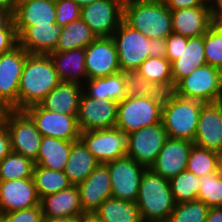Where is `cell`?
Returning a JSON list of instances; mask_svg holds the SVG:
<instances>
[{"instance_id": "6da1fadb", "label": "cell", "mask_w": 222, "mask_h": 222, "mask_svg": "<svg viewBox=\"0 0 222 222\" xmlns=\"http://www.w3.org/2000/svg\"><path fill=\"white\" fill-rule=\"evenodd\" d=\"M60 82L49 55L29 54L20 77L18 110L39 104Z\"/></svg>"}, {"instance_id": "7a4b0ae2", "label": "cell", "mask_w": 222, "mask_h": 222, "mask_svg": "<svg viewBox=\"0 0 222 222\" xmlns=\"http://www.w3.org/2000/svg\"><path fill=\"white\" fill-rule=\"evenodd\" d=\"M136 204L142 222H167L176 205L169 180L146 168Z\"/></svg>"}, {"instance_id": "3957f363", "label": "cell", "mask_w": 222, "mask_h": 222, "mask_svg": "<svg viewBox=\"0 0 222 222\" xmlns=\"http://www.w3.org/2000/svg\"><path fill=\"white\" fill-rule=\"evenodd\" d=\"M123 20L149 39L173 32L171 10L162 0H125Z\"/></svg>"}, {"instance_id": "277c9868", "label": "cell", "mask_w": 222, "mask_h": 222, "mask_svg": "<svg viewBox=\"0 0 222 222\" xmlns=\"http://www.w3.org/2000/svg\"><path fill=\"white\" fill-rule=\"evenodd\" d=\"M202 102L166 92L162 105L161 122L167 136L194 142Z\"/></svg>"}, {"instance_id": "5b68a950", "label": "cell", "mask_w": 222, "mask_h": 222, "mask_svg": "<svg viewBox=\"0 0 222 222\" xmlns=\"http://www.w3.org/2000/svg\"><path fill=\"white\" fill-rule=\"evenodd\" d=\"M164 97L127 96L118 102L116 128L125 135L161 123Z\"/></svg>"}, {"instance_id": "8992f818", "label": "cell", "mask_w": 222, "mask_h": 222, "mask_svg": "<svg viewBox=\"0 0 222 222\" xmlns=\"http://www.w3.org/2000/svg\"><path fill=\"white\" fill-rule=\"evenodd\" d=\"M177 96L202 103L222 100V82L219 68L204 64L182 78L173 91Z\"/></svg>"}, {"instance_id": "52a82bcc", "label": "cell", "mask_w": 222, "mask_h": 222, "mask_svg": "<svg viewBox=\"0 0 222 222\" xmlns=\"http://www.w3.org/2000/svg\"><path fill=\"white\" fill-rule=\"evenodd\" d=\"M111 37L117 50L120 70L123 73L137 71L149 58L151 39L133 29L124 20Z\"/></svg>"}, {"instance_id": "ba28073f", "label": "cell", "mask_w": 222, "mask_h": 222, "mask_svg": "<svg viewBox=\"0 0 222 222\" xmlns=\"http://www.w3.org/2000/svg\"><path fill=\"white\" fill-rule=\"evenodd\" d=\"M9 132L12 152L36 163L42 135L35 122L24 110H11L4 120Z\"/></svg>"}, {"instance_id": "9c48e42d", "label": "cell", "mask_w": 222, "mask_h": 222, "mask_svg": "<svg viewBox=\"0 0 222 222\" xmlns=\"http://www.w3.org/2000/svg\"><path fill=\"white\" fill-rule=\"evenodd\" d=\"M112 184V197L136 202L142 175L147 167L125 155L105 163Z\"/></svg>"}, {"instance_id": "30bf717a", "label": "cell", "mask_w": 222, "mask_h": 222, "mask_svg": "<svg viewBox=\"0 0 222 222\" xmlns=\"http://www.w3.org/2000/svg\"><path fill=\"white\" fill-rule=\"evenodd\" d=\"M125 0H98L81 8L80 18L95 36L111 37L124 16Z\"/></svg>"}, {"instance_id": "8fae6325", "label": "cell", "mask_w": 222, "mask_h": 222, "mask_svg": "<svg viewBox=\"0 0 222 222\" xmlns=\"http://www.w3.org/2000/svg\"><path fill=\"white\" fill-rule=\"evenodd\" d=\"M24 111L35 122L37 130L42 136L66 141L80 139L81 131L77 123V116L52 112L44 109L40 104L31 105Z\"/></svg>"}, {"instance_id": "7c38bea8", "label": "cell", "mask_w": 222, "mask_h": 222, "mask_svg": "<svg viewBox=\"0 0 222 222\" xmlns=\"http://www.w3.org/2000/svg\"><path fill=\"white\" fill-rule=\"evenodd\" d=\"M167 138V132L162 122L143 127L127 135L126 155L137 163L150 168Z\"/></svg>"}, {"instance_id": "4fadbf2b", "label": "cell", "mask_w": 222, "mask_h": 222, "mask_svg": "<svg viewBox=\"0 0 222 222\" xmlns=\"http://www.w3.org/2000/svg\"><path fill=\"white\" fill-rule=\"evenodd\" d=\"M80 140L100 164L127 154V135L116 127L81 132Z\"/></svg>"}, {"instance_id": "5bb4252c", "label": "cell", "mask_w": 222, "mask_h": 222, "mask_svg": "<svg viewBox=\"0 0 222 222\" xmlns=\"http://www.w3.org/2000/svg\"><path fill=\"white\" fill-rule=\"evenodd\" d=\"M28 55L19 44L0 55V98L13 110H18L20 77Z\"/></svg>"}, {"instance_id": "9a60e30c", "label": "cell", "mask_w": 222, "mask_h": 222, "mask_svg": "<svg viewBox=\"0 0 222 222\" xmlns=\"http://www.w3.org/2000/svg\"><path fill=\"white\" fill-rule=\"evenodd\" d=\"M118 102L110 99L90 98L82 93L77 123L81 132L114 128Z\"/></svg>"}, {"instance_id": "2e32d148", "label": "cell", "mask_w": 222, "mask_h": 222, "mask_svg": "<svg viewBox=\"0 0 222 222\" xmlns=\"http://www.w3.org/2000/svg\"><path fill=\"white\" fill-rule=\"evenodd\" d=\"M85 65L88 80L121 71L112 37H98L85 48Z\"/></svg>"}, {"instance_id": "e0dca14e", "label": "cell", "mask_w": 222, "mask_h": 222, "mask_svg": "<svg viewBox=\"0 0 222 222\" xmlns=\"http://www.w3.org/2000/svg\"><path fill=\"white\" fill-rule=\"evenodd\" d=\"M40 205L33 178L0 181V212L3 214Z\"/></svg>"}, {"instance_id": "ac0fdd59", "label": "cell", "mask_w": 222, "mask_h": 222, "mask_svg": "<svg viewBox=\"0 0 222 222\" xmlns=\"http://www.w3.org/2000/svg\"><path fill=\"white\" fill-rule=\"evenodd\" d=\"M193 143L218 153L222 151L221 100L202 104Z\"/></svg>"}, {"instance_id": "d6986e66", "label": "cell", "mask_w": 222, "mask_h": 222, "mask_svg": "<svg viewBox=\"0 0 222 222\" xmlns=\"http://www.w3.org/2000/svg\"><path fill=\"white\" fill-rule=\"evenodd\" d=\"M193 145L194 143L188 140L168 137L150 168L163 178L170 180L186 170Z\"/></svg>"}, {"instance_id": "ffe728a7", "label": "cell", "mask_w": 222, "mask_h": 222, "mask_svg": "<svg viewBox=\"0 0 222 222\" xmlns=\"http://www.w3.org/2000/svg\"><path fill=\"white\" fill-rule=\"evenodd\" d=\"M18 44L29 54L48 55L54 52L62 27L56 23L35 24L32 26H15Z\"/></svg>"}, {"instance_id": "44dd1931", "label": "cell", "mask_w": 222, "mask_h": 222, "mask_svg": "<svg viewBox=\"0 0 222 222\" xmlns=\"http://www.w3.org/2000/svg\"><path fill=\"white\" fill-rule=\"evenodd\" d=\"M77 186L83 213H95L105 199L112 197L111 179L105 164H99Z\"/></svg>"}, {"instance_id": "7402d4cb", "label": "cell", "mask_w": 222, "mask_h": 222, "mask_svg": "<svg viewBox=\"0 0 222 222\" xmlns=\"http://www.w3.org/2000/svg\"><path fill=\"white\" fill-rule=\"evenodd\" d=\"M40 206L44 219L76 217L83 214L77 185L42 197Z\"/></svg>"}, {"instance_id": "603a6c76", "label": "cell", "mask_w": 222, "mask_h": 222, "mask_svg": "<svg viewBox=\"0 0 222 222\" xmlns=\"http://www.w3.org/2000/svg\"><path fill=\"white\" fill-rule=\"evenodd\" d=\"M173 32L184 37L204 35L210 28V7L171 10Z\"/></svg>"}, {"instance_id": "cb8c5ba5", "label": "cell", "mask_w": 222, "mask_h": 222, "mask_svg": "<svg viewBox=\"0 0 222 222\" xmlns=\"http://www.w3.org/2000/svg\"><path fill=\"white\" fill-rule=\"evenodd\" d=\"M82 93L80 83L61 81L39 104L52 112L77 116Z\"/></svg>"}, {"instance_id": "d4e9b609", "label": "cell", "mask_w": 222, "mask_h": 222, "mask_svg": "<svg viewBox=\"0 0 222 222\" xmlns=\"http://www.w3.org/2000/svg\"><path fill=\"white\" fill-rule=\"evenodd\" d=\"M206 64L204 55V35L187 38L183 36V50L179 58L171 63V75L174 86L190 75L197 67Z\"/></svg>"}, {"instance_id": "484cf974", "label": "cell", "mask_w": 222, "mask_h": 222, "mask_svg": "<svg viewBox=\"0 0 222 222\" xmlns=\"http://www.w3.org/2000/svg\"><path fill=\"white\" fill-rule=\"evenodd\" d=\"M48 55L61 81L77 82L83 85L88 80L84 48L64 52L54 51Z\"/></svg>"}, {"instance_id": "4316f807", "label": "cell", "mask_w": 222, "mask_h": 222, "mask_svg": "<svg viewBox=\"0 0 222 222\" xmlns=\"http://www.w3.org/2000/svg\"><path fill=\"white\" fill-rule=\"evenodd\" d=\"M15 26L56 23L55 0H26L17 4L13 14Z\"/></svg>"}, {"instance_id": "83f0119b", "label": "cell", "mask_w": 222, "mask_h": 222, "mask_svg": "<svg viewBox=\"0 0 222 222\" xmlns=\"http://www.w3.org/2000/svg\"><path fill=\"white\" fill-rule=\"evenodd\" d=\"M99 164L95 156L79 139L72 143L64 173L72 185H78L82 183Z\"/></svg>"}, {"instance_id": "f1b7e54d", "label": "cell", "mask_w": 222, "mask_h": 222, "mask_svg": "<svg viewBox=\"0 0 222 222\" xmlns=\"http://www.w3.org/2000/svg\"><path fill=\"white\" fill-rule=\"evenodd\" d=\"M85 83L82 85L83 93L90 98L120 102L127 97L125 73L122 71L107 77L93 78Z\"/></svg>"}, {"instance_id": "f546056e", "label": "cell", "mask_w": 222, "mask_h": 222, "mask_svg": "<svg viewBox=\"0 0 222 222\" xmlns=\"http://www.w3.org/2000/svg\"><path fill=\"white\" fill-rule=\"evenodd\" d=\"M73 142L74 141L42 136L35 165L52 170L64 171Z\"/></svg>"}, {"instance_id": "4dcf8cb0", "label": "cell", "mask_w": 222, "mask_h": 222, "mask_svg": "<svg viewBox=\"0 0 222 222\" xmlns=\"http://www.w3.org/2000/svg\"><path fill=\"white\" fill-rule=\"evenodd\" d=\"M103 222H142L136 202L109 197L95 212Z\"/></svg>"}, {"instance_id": "1f68e13d", "label": "cell", "mask_w": 222, "mask_h": 222, "mask_svg": "<svg viewBox=\"0 0 222 222\" xmlns=\"http://www.w3.org/2000/svg\"><path fill=\"white\" fill-rule=\"evenodd\" d=\"M96 38L90 27L79 18L62 27L55 52H64L77 48L85 49Z\"/></svg>"}, {"instance_id": "d6a6232c", "label": "cell", "mask_w": 222, "mask_h": 222, "mask_svg": "<svg viewBox=\"0 0 222 222\" xmlns=\"http://www.w3.org/2000/svg\"><path fill=\"white\" fill-rule=\"evenodd\" d=\"M40 199L46 195L57 193L69 188V182L64 171L52 170L35 165L32 175Z\"/></svg>"}, {"instance_id": "836d02e7", "label": "cell", "mask_w": 222, "mask_h": 222, "mask_svg": "<svg viewBox=\"0 0 222 222\" xmlns=\"http://www.w3.org/2000/svg\"><path fill=\"white\" fill-rule=\"evenodd\" d=\"M137 71L148 81L160 86L165 92L173 91L171 63L167 58L149 57Z\"/></svg>"}, {"instance_id": "e575fe53", "label": "cell", "mask_w": 222, "mask_h": 222, "mask_svg": "<svg viewBox=\"0 0 222 222\" xmlns=\"http://www.w3.org/2000/svg\"><path fill=\"white\" fill-rule=\"evenodd\" d=\"M186 169L199 177L218 172L220 170L219 153L193 145Z\"/></svg>"}, {"instance_id": "d590c367", "label": "cell", "mask_w": 222, "mask_h": 222, "mask_svg": "<svg viewBox=\"0 0 222 222\" xmlns=\"http://www.w3.org/2000/svg\"><path fill=\"white\" fill-rule=\"evenodd\" d=\"M34 166L31 159L11 151L0 162V181L32 178Z\"/></svg>"}, {"instance_id": "8d00e7d4", "label": "cell", "mask_w": 222, "mask_h": 222, "mask_svg": "<svg viewBox=\"0 0 222 222\" xmlns=\"http://www.w3.org/2000/svg\"><path fill=\"white\" fill-rule=\"evenodd\" d=\"M174 200L177 203L197 200L200 177L187 169L169 180Z\"/></svg>"}, {"instance_id": "74e56055", "label": "cell", "mask_w": 222, "mask_h": 222, "mask_svg": "<svg viewBox=\"0 0 222 222\" xmlns=\"http://www.w3.org/2000/svg\"><path fill=\"white\" fill-rule=\"evenodd\" d=\"M197 200L209 208L222 207V172L209 173L200 177Z\"/></svg>"}, {"instance_id": "f35d334b", "label": "cell", "mask_w": 222, "mask_h": 222, "mask_svg": "<svg viewBox=\"0 0 222 222\" xmlns=\"http://www.w3.org/2000/svg\"><path fill=\"white\" fill-rule=\"evenodd\" d=\"M125 85L127 96H153L164 97L165 91L152 81L145 79L138 71L125 73Z\"/></svg>"}, {"instance_id": "ab89813d", "label": "cell", "mask_w": 222, "mask_h": 222, "mask_svg": "<svg viewBox=\"0 0 222 222\" xmlns=\"http://www.w3.org/2000/svg\"><path fill=\"white\" fill-rule=\"evenodd\" d=\"M209 209L199 200L177 203L167 222H205Z\"/></svg>"}, {"instance_id": "60d3db41", "label": "cell", "mask_w": 222, "mask_h": 222, "mask_svg": "<svg viewBox=\"0 0 222 222\" xmlns=\"http://www.w3.org/2000/svg\"><path fill=\"white\" fill-rule=\"evenodd\" d=\"M206 64L219 68L222 65V33L211 28L204 34Z\"/></svg>"}, {"instance_id": "b9f144b4", "label": "cell", "mask_w": 222, "mask_h": 222, "mask_svg": "<svg viewBox=\"0 0 222 222\" xmlns=\"http://www.w3.org/2000/svg\"><path fill=\"white\" fill-rule=\"evenodd\" d=\"M56 24L65 27L80 18L81 7L74 0H55Z\"/></svg>"}, {"instance_id": "7bdbcfd3", "label": "cell", "mask_w": 222, "mask_h": 222, "mask_svg": "<svg viewBox=\"0 0 222 222\" xmlns=\"http://www.w3.org/2000/svg\"><path fill=\"white\" fill-rule=\"evenodd\" d=\"M41 206L17 210L3 214V222H43Z\"/></svg>"}, {"instance_id": "ee69618b", "label": "cell", "mask_w": 222, "mask_h": 222, "mask_svg": "<svg viewBox=\"0 0 222 222\" xmlns=\"http://www.w3.org/2000/svg\"><path fill=\"white\" fill-rule=\"evenodd\" d=\"M18 45V34L14 21L0 29V55L12 50Z\"/></svg>"}, {"instance_id": "f6af8a7d", "label": "cell", "mask_w": 222, "mask_h": 222, "mask_svg": "<svg viewBox=\"0 0 222 222\" xmlns=\"http://www.w3.org/2000/svg\"><path fill=\"white\" fill-rule=\"evenodd\" d=\"M166 58L172 63L183 50V36L172 32L166 37Z\"/></svg>"}, {"instance_id": "bcb514c9", "label": "cell", "mask_w": 222, "mask_h": 222, "mask_svg": "<svg viewBox=\"0 0 222 222\" xmlns=\"http://www.w3.org/2000/svg\"><path fill=\"white\" fill-rule=\"evenodd\" d=\"M170 10L209 6L204 0H162Z\"/></svg>"}, {"instance_id": "7dc6e473", "label": "cell", "mask_w": 222, "mask_h": 222, "mask_svg": "<svg viewBox=\"0 0 222 222\" xmlns=\"http://www.w3.org/2000/svg\"><path fill=\"white\" fill-rule=\"evenodd\" d=\"M11 142L5 122H0V162L11 152Z\"/></svg>"}, {"instance_id": "c3c4849f", "label": "cell", "mask_w": 222, "mask_h": 222, "mask_svg": "<svg viewBox=\"0 0 222 222\" xmlns=\"http://www.w3.org/2000/svg\"><path fill=\"white\" fill-rule=\"evenodd\" d=\"M149 57L166 58V40L161 38L151 39V52Z\"/></svg>"}, {"instance_id": "681fc988", "label": "cell", "mask_w": 222, "mask_h": 222, "mask_svg": "<svg viewBox=\"0 0 222 222\" xmlns=\"http://www.w3.org/2000/svg\"><path fill=\"white\" fill-rule=\"evenodd\" d=\"M210 28L222 33V10H210Z\"/></svg>"}, {"instance_id": "f907efd6", "label": "cell", "mask_w": 222, "mask_h": 222, "mask_svg": "<svg viewBox=\"0 0 222 222\" xmlns=\"http://www.w3.org/2000/svg\"><path fill=\"white\" fill-rule=\"evenodd\" d=\"M205 222H222V207L210 208Z\"/></svg>"}, {"instance_id": "816d5d0a", "label": "cell", "mask_w": 222, "mask_h": 222, "mask_svg": "<svg viewBox=\"0 0 222 222\" xmlns=\"http://www.w3.org/2000/svg\"><path fill=\"white\" fill-rule=\"evenodd\" d=\"M13 20V14L0 8V29L6 27Z\"/></svg>"}, {"instance_id": "f5cc1de1", "label": "cell", "mask_w": 222, "mask_h": 222, "mask_svg": "<svg viewBox=\"0 0 222 222\" xmlns=\"http://www.w3.org/2000/svg\"><path fill=\"white\" fill-rule=\"evenodd\" d=\"M17 4V0H0V8L9 11L12 14L15 13Z\"/></svg>"}, {"instance_id": "db71d44e", "label": "cell", "mask_w": 222, "mask_h": 222, "mask_svg": "<svg viewBox=\"0 0 222 222\" xmlns=\"http://www.w3.org/2000/svg\"><path fill=\"white\" fill-rule=\"evenodd\" d=\"M11 110L12 109L7 105V103L0 98V122H4Z\"/></svg>"}, {"instance_id": "11a10c76", "label": "cell", "mask_w": 222, "mask_h": 222, "mask_svg": "<svg viewBox=\"0 0 222 222\" xmlns=\"http://www.w3.org/2000/svg\"><path fill=\"white\" fill-rule=\"evenodd\" d=\"M81 222H103L96 213H83Z\"/></svg>"}, {"instance_id": "9f6ffc18", "label": "cell", "mask_w": 222, "mask_h": 222, "mask_svg": "<svg viewBox=\"0 0 222 222\" xmlns=\"http://www.w3.org/2000/svg\"><path fill=\"white\" fill-rule=\"evenodd\" d=\"M43 222H81V216L68 217V218L44 219Z\"/></svg>"}, {"instance_id": "6f0895ef", "label": "cell", "mask_w": 222, "mask_h": 222, "mask_svg": "<svg viewBox=\"0 0 222 222\" xmlns=\"http://www.w3.org/2000/svg\"><path fill=\"white\" fill-rule=\"evenodd\" d=\"M210 10H222V0H213L209 4Z\"/></svg>"}, {"instance_id": "680465c9", "label": "cell", "mask_w": 222, "mask_h": 222, "mask_svg": "<svg viewBox=\"0 0 222 222\" xmlns=\"http://www.w3.org/2000/svg\"><path fill=\"white\" fill-rule=\"evenodd\" d=\"M81 8L98 0H74Z\"/></svg>"}, {"instance_id": "91938a15", "label": "cell", "mask_w": 222, "mask_h": 222, "mask_svg": "<svg viewBox=\"0 0 222 222\" xmlns=\"http://www.w3.org/2000/svg\"><path fill=\"white\" fill-rule=\"evenodd\" d=\"M220 171L222 172V151L219 153Z\"/></svg>"}, {"instance_id": "94428289", "label": "cell", "mask_w": 222, "mask_h": 222, "mask_svg": "<svg viewBox=\"0 0 222 222\" xmlns=\"http://www.w3.org/2000/svg\"><path fill=\"white\" fill-rule=\"evenodd\" d=\"M219 73H220V78H221V82H222V65L219 67Z\"/></svg>"}, {"instance_id": "6125c7cd", "label": "cell", "mask_w": 222, "mask_h": 222, "mask_svg": "<svg viewBox=\"0 0 222 222\" xmlns=\"http://www.w3.org/2000/svg\"><path fill=\"white\" fill-rule=\"evenodd\" d=\"M0 222H3V213L0 212Z\"/></svg>"}, {"instance_id": "be15d7a7", "label": "cell", "mask_w": 222, "mask_h": 222, "mask_svg": "<svg viewBox=\"0 0 222 222\" xmlns=\"http://www.w3.org/2000/svg\"><path fill=\"white\" fill-rule=\"evenodd\" d=\"M213 0H204L205 3L210 4Z\"/></svg>"}, {"instance_id": "e7e4bbea", "label": "cell", "mask_w": 222, "mask_h": 222, "mask_svg": "<svg viewBox=\"0 0 222 222\" xmlns=\"http://www.w3.org/2000/svg\"><path fill=\"white\" fill-rule=\"evenodd\" d=\"M221 116H222V100H221Z\"/></svg>"}]
</instances>
